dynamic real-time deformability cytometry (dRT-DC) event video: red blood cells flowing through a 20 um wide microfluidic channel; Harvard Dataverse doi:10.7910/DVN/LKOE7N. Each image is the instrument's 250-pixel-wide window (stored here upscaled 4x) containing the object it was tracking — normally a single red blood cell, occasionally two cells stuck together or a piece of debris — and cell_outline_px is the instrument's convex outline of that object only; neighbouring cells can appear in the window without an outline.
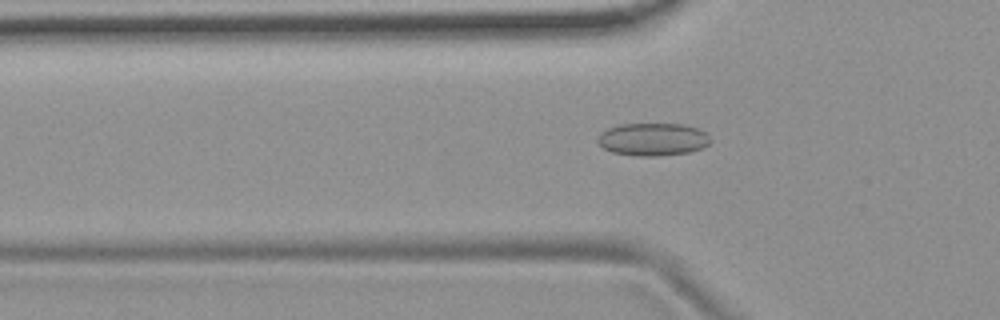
{"species": "common noctule bat (a hibernating species)", "species_latin": "Nyctalus noctula", "temperature_condition": "room temperature", "stored_images_in_passage": 41, "camera_frame_rate_fps": 3000, "um_per_image_px": 0.085, "animal": {"sex": "female", "body_mass_g": 19.9}, "frame": {"image": 1, "passage_image": 8, "time_ms": 2.333, "image_size_px": [1000, 320], "cell_outline_px": [[712, 140], [704, 148], [692, 152], [656, 156], [636, 156], [612, 152], [604, 148], [596, 140], [600, 132], [608, 128], [620, 124], [684, 124], [696, 128], [704, 132]], "centroid_in_image_um": [55.49, 11.85], "position_along_channel_um": 70.3, "area_um2": 21.62}}
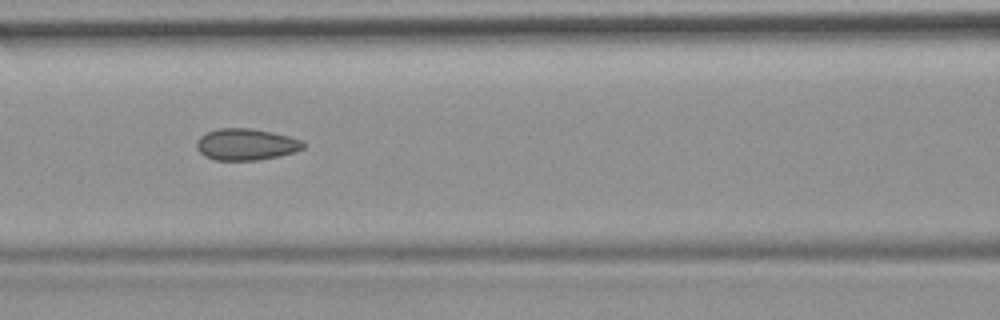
{"frame": {"image": 2, "passage_image": 14, "time_ms": 4.333, "image_size_px": [1000, 320], "cell_outline_px": [[304, 148], [296, 152], [280, 156], [256, 160], [216, 160], [204, 156], [196, 148], [196, 140], [200, 136], [208, 132], [220, 128], [252, 128], [272, 132], [304, 140]], "centroid_in_image_um": [20.93, 12.27], "position_along_channel_um": 145.7, "area_um2": 19.77}}
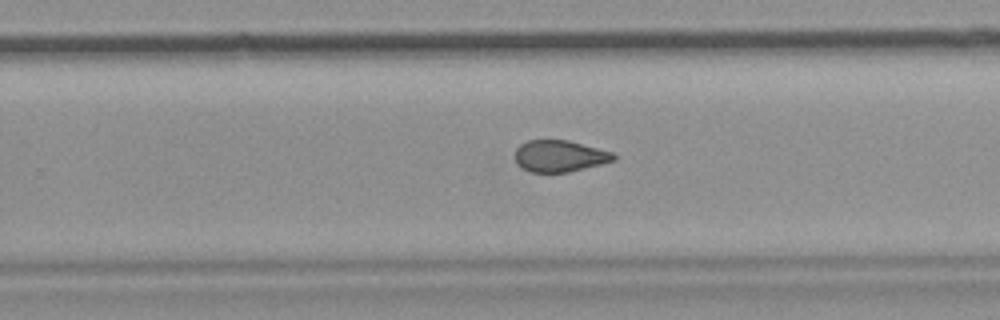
{"frame": {"image": 3, "passage_image": 25, "time_ms": 8.0, "image_size_px": [1000, 320], "cell_outline_px": [[616, 160], [568, 172], [532, 172], [520, 168], [516, 164], [516, 148], [520, 144], [528, 140], [568, 140], [612, 152], [616, 156]], "centroid_in_image_um": [47.54, 13.26], "position_along_channel_um": 282.3, "area_um2": 18.09}, "authors_computed_cell_mechanics": {"area_um2": 19.3052, "velocity_mm_per_s": 3.7414, "shape_relaxation_time_tau1_ms": null, "shape_relaxation_time_tau2_ms": 1.9204, "deformation_change_tau1": null, "deformation_change_tau2": 0.0561}}